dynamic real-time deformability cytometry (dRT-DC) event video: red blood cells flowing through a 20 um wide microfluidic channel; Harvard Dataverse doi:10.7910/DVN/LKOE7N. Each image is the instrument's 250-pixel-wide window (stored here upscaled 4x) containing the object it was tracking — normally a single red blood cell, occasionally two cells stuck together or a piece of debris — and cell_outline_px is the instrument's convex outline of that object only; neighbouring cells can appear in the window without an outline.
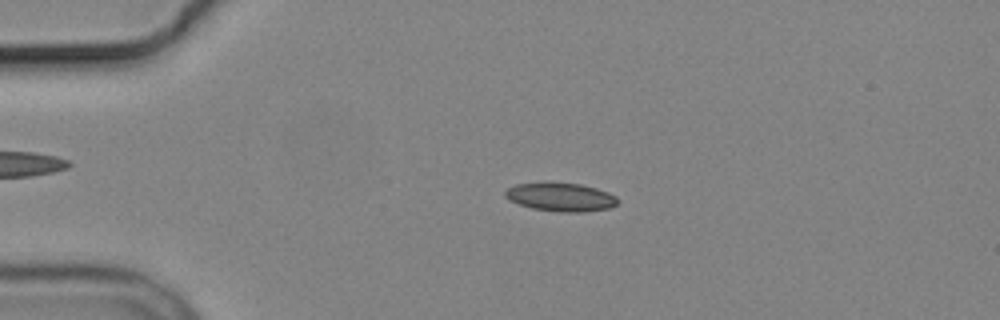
{"species": "common noctule bat (a hibernating species)", "species_latin": "Nyctalus noctula", "temperature_condition": "cold", "stored_images_in_passage": 3, "camera_frame_rate_fps": 3000, "um_per_image_px": 0.085, "animal": {"sex": "male", "body_mass_g": 19.2, "forearm_length_mm": 51.8}, "frame": {"image": 1, "passage_image": 2, "time_ms": 2.0, "image_size_px": [1000, 320], "cell_outline_px": [[620, 200], [616, 204], [608, 208], [584, 212], [560, 212], [532, 208], [508, 200], [504, 196], [504, 192], [508, 188], [516, 184], [544, 180], [580, 184], [596, 188], [608, 192], [616, 196]], "centroid_in_image_um": [47.62, 16.71], "position_along_channel_um": 37.4, "area_um2": 19.19}}